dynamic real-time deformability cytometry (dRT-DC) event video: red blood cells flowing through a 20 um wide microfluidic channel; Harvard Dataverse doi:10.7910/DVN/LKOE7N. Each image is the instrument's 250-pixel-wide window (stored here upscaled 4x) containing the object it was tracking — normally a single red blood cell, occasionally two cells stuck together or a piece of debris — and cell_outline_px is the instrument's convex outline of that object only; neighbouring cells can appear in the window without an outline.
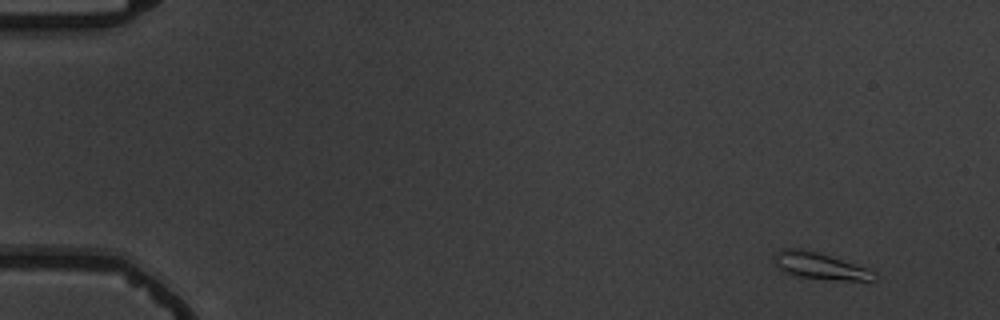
{"species": "common noctule bat (a hibernating species)", "species_latin": "Nyctalus noctula", "temperature_condition": "warm", "stored_images_in_passage": 4, "camera_frame_rate_fps": 3000, "um_per_image_px": 0.085, "animal": {"sex": "male", "body_mass_g": 19.5, "forearm_length_mm": 54.6}, "frame": {"image": 1, "passage_image": 1, "time_ms": 0.0, "image_size_px": [1000, 320], "cell_outline_px": [[880, 276], [876, 280], [840, 280], [800, 276], [788, 272], [776, 264], [772, 260], [772, 256], [776, 252], [784, 248], [796, 248], [816, 252], [868, 268], [876, 272]], "centroid_in_image_um": [69.75, 22.6], "position_along_channel_um": 15.2, "area_um2": 15.14}}